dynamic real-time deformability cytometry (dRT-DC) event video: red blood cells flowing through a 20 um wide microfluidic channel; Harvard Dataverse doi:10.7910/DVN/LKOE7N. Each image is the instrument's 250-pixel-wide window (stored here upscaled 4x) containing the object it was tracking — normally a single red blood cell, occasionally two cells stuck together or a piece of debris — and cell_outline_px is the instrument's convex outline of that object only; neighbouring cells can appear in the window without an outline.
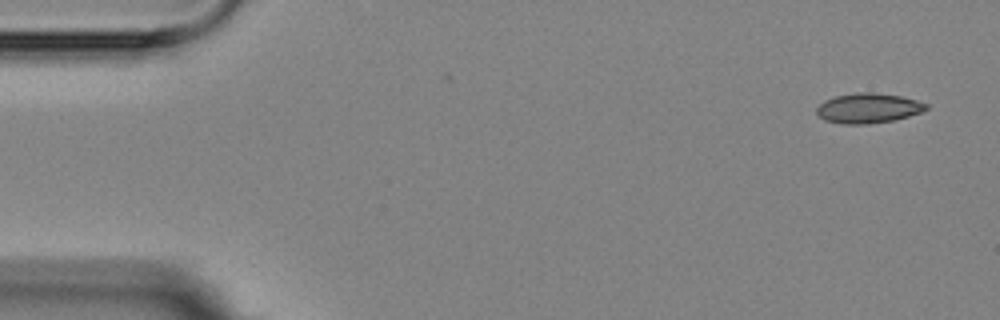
{"species": "Egyptian fruit bat (a non-hibernating species)", "species_latin": "Rousettus aegyptiacus", "temperature_condition": "room temperature", "stored_images_in_passage": 2, "camera_frame_rate_fps": 3000, "um_per_image_px": 0.085, "animal": {"sex": "female"}, "frame": {"image": 1, "passage_image": 2, "time_ms": 1.0, "image_size_px": [1000, 320], "cell_outline_px": [[928, 108], [920, 112], [908, 116], [892, 120], [868, 124], [844, 124], [824, 120], [816, 112], [816, 108], [824, 100], [836, 96], [856, 92], [876, 92], [900, 96], [916, 100], [928, 104]], "centroid_in_image_um": [73.78, 9.18], "position_along_channel_um": 11.2, "area_um2": 19.02}}